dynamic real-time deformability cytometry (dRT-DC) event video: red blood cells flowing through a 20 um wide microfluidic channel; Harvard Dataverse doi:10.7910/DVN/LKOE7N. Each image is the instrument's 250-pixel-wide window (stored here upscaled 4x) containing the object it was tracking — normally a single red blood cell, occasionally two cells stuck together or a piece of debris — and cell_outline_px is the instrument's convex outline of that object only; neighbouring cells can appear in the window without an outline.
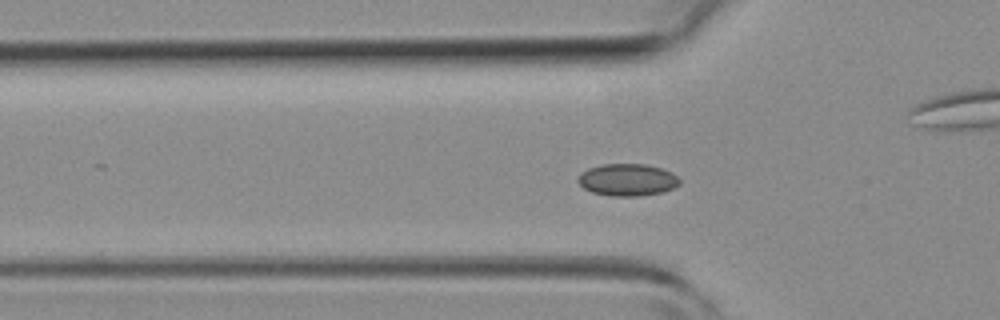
{"species": "common noctule bat (a hibernating species)", "species_latin": "Nyctalus noctula", "temperature_condition": "room temperature", "stored_images_in_passage": 45, "camera_frame_rate_fps": 3000, "um_per_image_px": 0.085, "animal": {"sex": "female", "body_mass_g": 19.3, "forearm_length_mm": 54.1}, "frame": {"image": 1, "passage_image": 14, "time_ms": 4.333, "image_size_px": [1000, 320], "cell_outline_px": [[680, 184], [672, 188], [660, 192], [640, 196], [612, 196], [592, 192], [584, 188], [576, 180], [576, 176], [580, 172], [588, 168], [600, 164], [644, 164], [660, 168], [672, 172], [680, 180]], "centroid_in_image_um": [53.28, 15.27], "position_along_channel_um": 72.5, "area_um2": 19.07}}
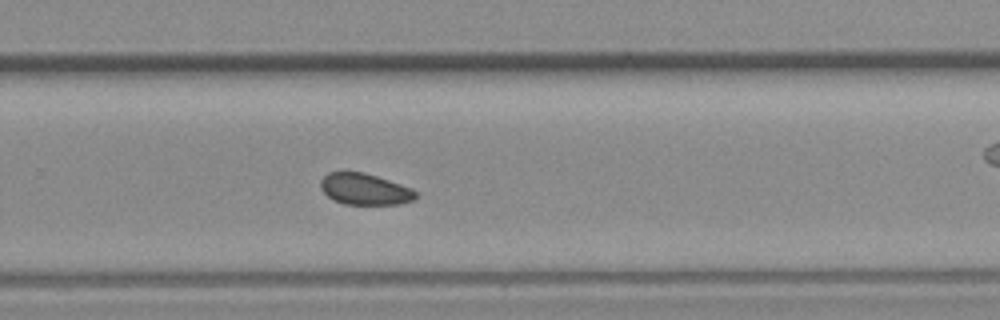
{"frame": {"image": 2, "passage_image": 29, "time_ms": 9.333, "image_size_px": [1000, 320], "cell_outline_px": [[416, 200], [400, 204], [344, 204], [332, 200], [320, 188], [320, 180], [328, 172], [364, 172], [412, 188], [416, 192]], "centroid_in_image_um": [31.0, 16.08], "position_along_channel_um": 298.8, "area_um2": 17.4}}
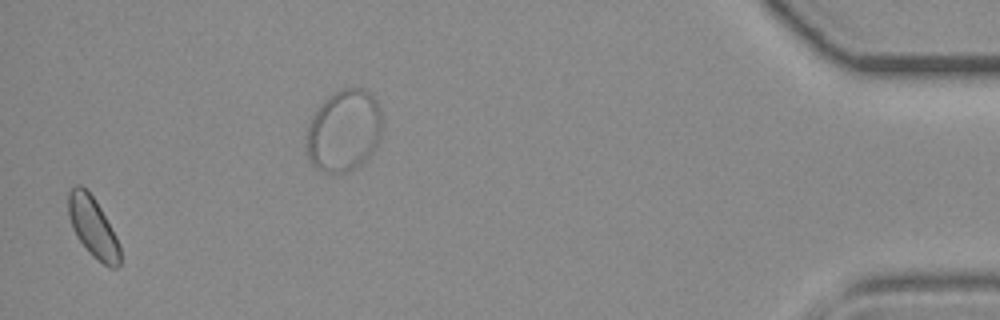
{"frame": {"image": 3, "passage_image": 44, "time_ms": 14.333, "image_size_px": [1000, 320], "cell_outline_px": [[120, 264], [116, 268], [108, 268], [92, 256], [88, 252], [76, 236], [72, 228], [68, 216], [68, 192], [76, 184], [80, 184], [96, 200], [116, 236], [120, 244]], "centroid_in_image_um": [7.89, 19.33], "position_along_channel_um": 427.3, "area_um2": 18.26}}